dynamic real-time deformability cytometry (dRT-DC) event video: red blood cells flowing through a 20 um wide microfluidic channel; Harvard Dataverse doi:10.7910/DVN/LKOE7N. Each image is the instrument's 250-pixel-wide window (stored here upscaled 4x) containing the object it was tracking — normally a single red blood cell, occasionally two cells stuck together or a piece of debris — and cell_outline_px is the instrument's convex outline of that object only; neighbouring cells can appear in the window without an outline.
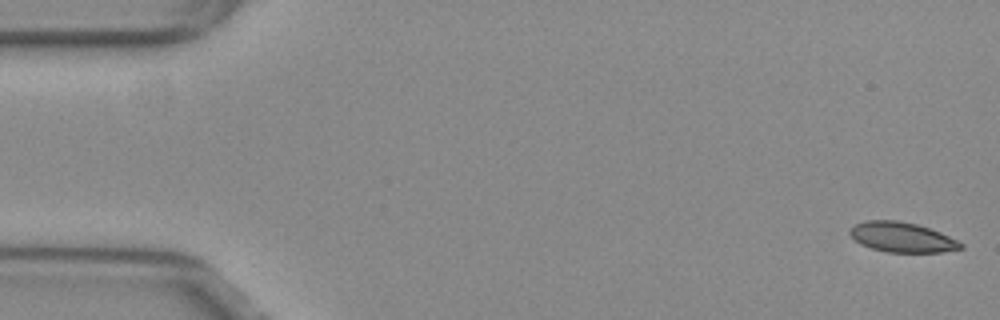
{"species": "common noctule bat (a hibernating species)", "species_latin": "Nyctalus noctula", "temperature_condition": "warm", "stored_images_in_passage": 7, "camera_frame_rate_fps": 3000, "um_per_image_px": 0.085, "animal": {"sex": "female", "body_mass_g": 29.2, "forearm_length_mm": 56.3}, "frame": {"image": 1, "passage_image": 1, "time_ms": 0.0, "image_size_px": [1000, 320], "cell_outline_px": [[964, 248], [944, 252], [888, 252], [872, 248], [860, 244], [848, 232], [856, 224], [864, 220], [896, 220], [916, 224], [940, 232], [964, 244]], "centroid_in_image_um": [76.68, 20.16], "position_along_channel_um": 8.3, "area_um2": 19.19}}